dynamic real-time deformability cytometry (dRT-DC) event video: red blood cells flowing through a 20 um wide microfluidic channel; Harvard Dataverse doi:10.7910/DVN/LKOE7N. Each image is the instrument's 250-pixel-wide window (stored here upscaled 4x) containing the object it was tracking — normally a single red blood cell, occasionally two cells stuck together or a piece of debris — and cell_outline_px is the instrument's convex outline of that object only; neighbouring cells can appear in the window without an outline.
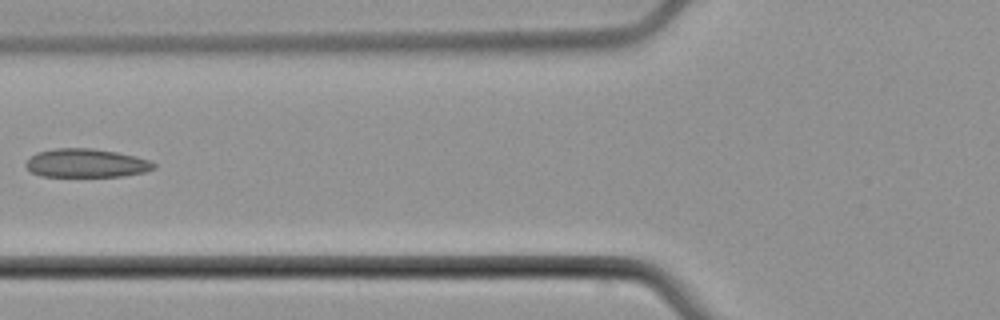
{"species": "common noctule bat (a hibernating species)", "species_latin": "Nyctalus noctula", "temperature_condition": "cold", "stored_images_in_passage": 7, "camera_frame_rate_fps": 3000, "um_per_image_px": 0.085, "animal": {"sex": "male", "body_mass_g": 21.5, "forearm_length_mm": 52.0}, "frame": {"image": 1, "passage_image": 6, "time_ms": 7.0, "image_size_px": [1000, 320], "cell_outline_px": [[156, 168], [144, 172], [124, 176], [40, 176], [32, 172], [24, 164], [36, 152], [56, 148], [92, 148], [116, 152], [136, 156], [148, 160], [156, 164]], "centroid_in_image_um": [7.34, 13.86], "position_along_channel_um": 118.5, "area_um2": 21.27}}
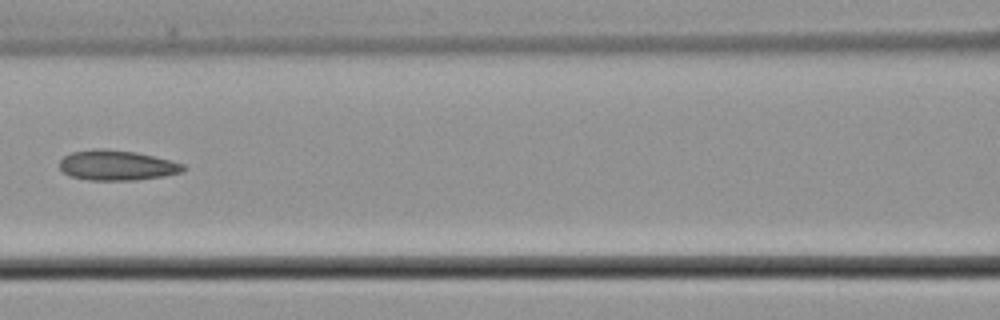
{"frame": {"image": 2, "passage_image": 7, "time_ms": 8.0, "image_size_px": [1000, 320], "cell_outline_px": [[188, 168], [180, 172], [164, 176], [136, 180], [88, 180], [68, 176], [60, 168], [60, 160], [64, 156], [72, 152], [92, 148], [104, 148], [136, 152], [184, 164]], "centroid_in_image_um": [9.91, 14.05], "position_along_channel_um": 156.7, "area_um2": 21.79}}